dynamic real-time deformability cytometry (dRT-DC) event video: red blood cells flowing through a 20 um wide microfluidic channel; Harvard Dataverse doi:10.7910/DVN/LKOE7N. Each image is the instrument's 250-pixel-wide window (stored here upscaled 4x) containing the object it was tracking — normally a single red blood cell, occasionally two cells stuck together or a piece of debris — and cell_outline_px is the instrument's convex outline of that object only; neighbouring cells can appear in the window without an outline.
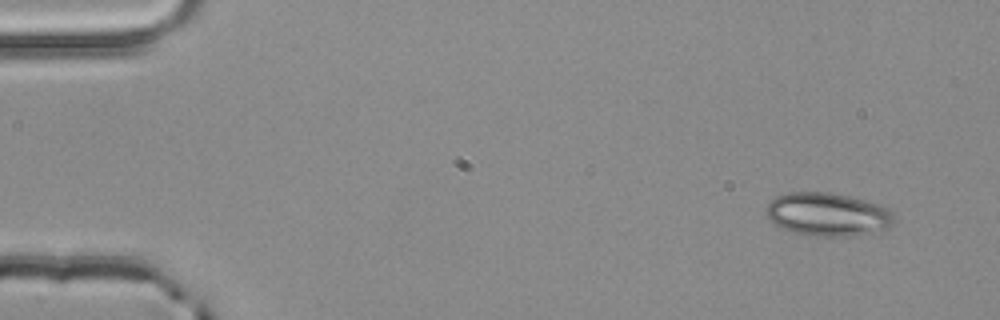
{"species": "common noctule bat (a hibernating species)", "species_latin": "Nyctalus noctula", "temperature_condition": "room temperature", "stored_images_in_passage": 3, "camera_frame_rate_fps": 3000, "um_per_image_px": 0.085, "animal": {"sex": "male", "body_mass_g": 20.4}, "frame": {"image": 1, "passage_image": 1, "time_ms": 0.0, "image_size_px": [1000, 320], "cell_outline_px": [[896, 220], [884, 232], [852, 236], [816, 236], [792, 232], [780, 228], [768, 220], [764, 212], [764, 208], [776, 196], [788, 192], [828, 192], [848, 196], [880, 204], [896, 212]], "centroid_in_image_um": [70.39, 18.24], "position_along_channel_um": 14.6, "area_um2": 33.12}}